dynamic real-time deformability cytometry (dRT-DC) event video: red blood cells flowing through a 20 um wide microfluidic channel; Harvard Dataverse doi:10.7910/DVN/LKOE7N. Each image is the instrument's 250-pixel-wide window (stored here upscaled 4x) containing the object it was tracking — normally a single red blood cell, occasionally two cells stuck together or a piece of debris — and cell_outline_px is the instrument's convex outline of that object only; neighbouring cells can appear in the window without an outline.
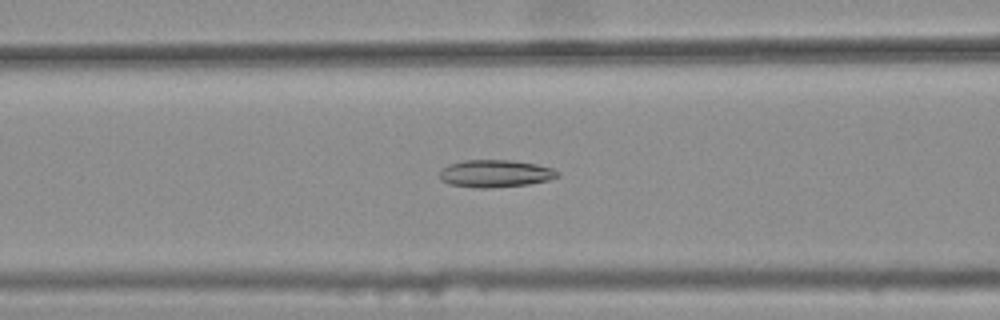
{"species": "common noctule bat (a hibernating species)", "species_latin": "Nyctalus noctula", "temperature_condition": "warm", "stored_images_in_passage": 36, "camera_frame_rate_fps": 3000, "um_per_image_px": 0.085, "animal": {"sex": "female", "body_mass_g": 25.1}, "frame": {"image": 1, "passage_image": 12, "time_ms": 3.667, "image_size_px": [1000, 320], "cell_outline_px": [[560, 176], [548, 180], [528, 184], [488, 188], [480, 188], [448, 184], [440, 176], [440, 172], [448, 164], [464, 160], [512, 160], [536, 164], [552, 168], [560, 172]], "centroid_in_image_um": [42.13, 14.74], "position_along_channel_um": 124.5, "area_um2": 18.73}}
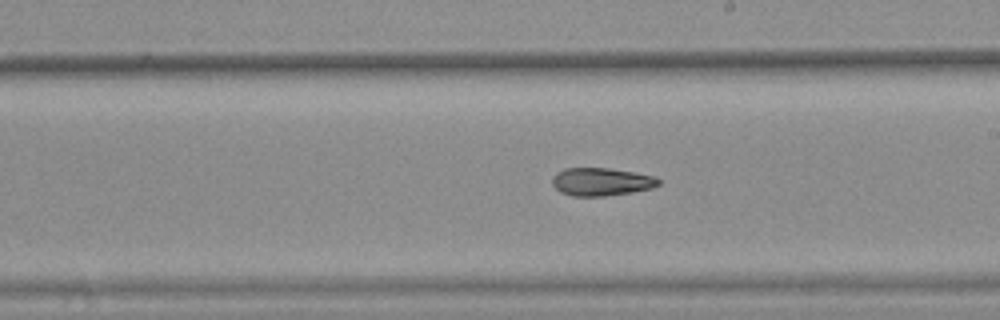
{"frame": {"image": 2, "passage_image": 21, "time_ms": 6.667, "image_size_px": [1000, 320], "cell_outline_px": [[660, 184], [652, 188], [632, 192], [604, 196], [572, 196], [560, 192], [552, 184], [552, 180], [556, 172], [564, 168], [608, 168], [656, 176], [660, 180]], "centroid_in_image_um": [51.11, 15.45], "position_along_channel_um": 237.9, "area_um2": 17.34}}
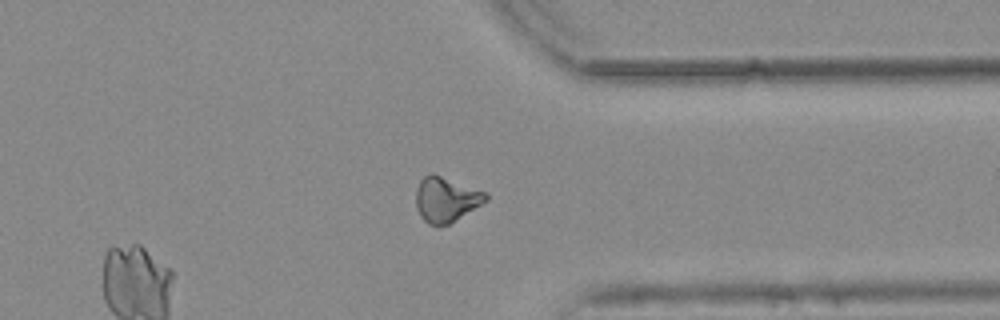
{"frame": {"image": 3, "passage_image": 32, "time_ms": 10.333, "image_size_px": [1000, 320], "cell_outline_px": [[488, 200], [448, 224], [428, 224], [420, 216], [416, 208], [416, 188], [420, 180], [424, 176], [432, 172], [488, 192]], "centroid_in_image_um": [37.91, 16.91], "position_along_channel_um": 373.5, "area_um2": 18.32}, "authors_computed_cell_mechanics": {"area_um2": 17.918, "velocity_mm_per_s": 3.7903, "shape_relaxation_time_tau1_ms": null, "shape_relaxation_time_tau2_ms": 9.2548, "deformation_change_tau1": null, "deformation_change_tau2": 0.171}}